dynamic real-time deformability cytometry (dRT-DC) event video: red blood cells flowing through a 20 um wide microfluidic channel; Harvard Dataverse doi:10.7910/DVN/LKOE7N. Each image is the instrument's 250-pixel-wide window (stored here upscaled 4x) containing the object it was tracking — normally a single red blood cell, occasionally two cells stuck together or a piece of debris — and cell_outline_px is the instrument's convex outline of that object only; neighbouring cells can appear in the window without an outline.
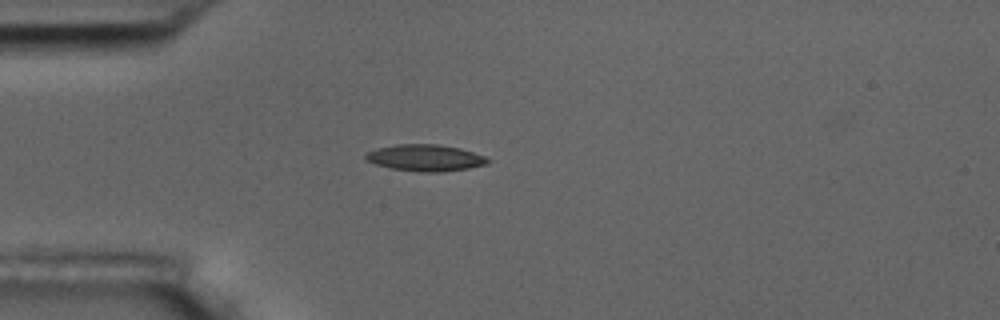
{"species": "common noctule bat (a hibernating species)", "species_latin": "Nyctalus noctula", "temperature_condition": "room temperature", "stored_images_in_passage": 1, "camera_frame_rate_fps": 3000, "um_per_image_px": 0.085, "animal": {"sex": "male", "body_mass_g": 17.5, "forearm_length_mm": 52.3}, "frame": {"image": 1, "passage_image": 1, "time_ms": 0.0, "image_size_px": [1000, 320], "cell_outline_px": [[492, 160], [488, 164], [468, 168], [440, 172], [420, 172], [392, 168], [376, 164], [368, 160], [364, 156], [368, 152], [376, 148], [396, 144], [436, 144], [460, 148], [484, 156]], "centroid_in_image_um": [36.17, 13.41], "position_along_channel_um": 48.8, "area_um2": 18.79}}